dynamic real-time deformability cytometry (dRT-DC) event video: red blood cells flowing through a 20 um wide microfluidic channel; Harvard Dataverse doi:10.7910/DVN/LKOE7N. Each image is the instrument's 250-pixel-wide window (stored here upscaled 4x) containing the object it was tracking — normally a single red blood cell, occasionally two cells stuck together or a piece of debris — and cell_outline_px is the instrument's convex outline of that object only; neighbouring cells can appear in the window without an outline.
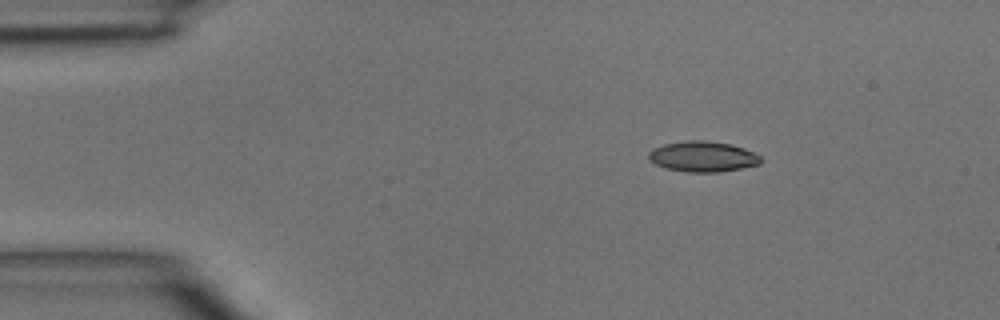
{"species": "common noctule bat (a hibernating species)", "species_latin": "Nyctalus noctula", "temperature_condition": "room temperature", "stored_images_in_passage": 4, "camera_frame_rate_fps": 3000, "um_per_image_px": 0.085, "animal": {"sex": "male", "body_mass_g": 15.6}, "frame": {"image": 1, "passage_image": 2, "time_ms": 0.333, "image_size_px": [1000, 320], "cell_outline_px": [[764, 160], [760, 164], [720, 172], [688, 172], [664, 168], [656, 164], [648, 156], [648, 152], [652, 148], [664, 144], [688, 140], [704, 140], [728, 144], [744, 148], [760, 156]], "centroid_in_image_um": [59.73, 13.31], "position_along_channel_um": 25.3, "area_um2": 19.88}}
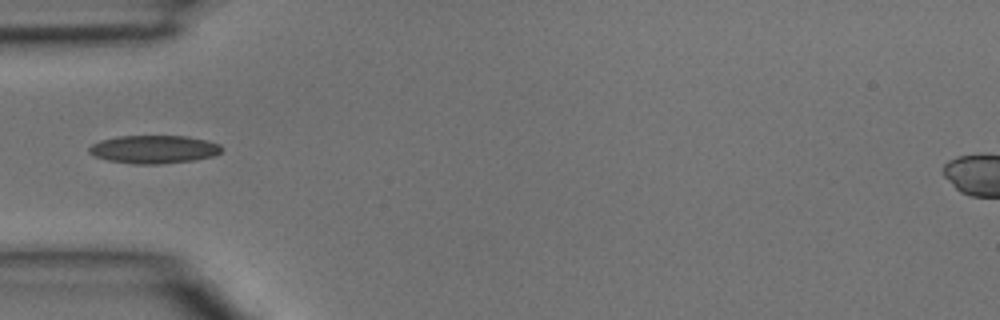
{"frame": {"image": 2, "passage_image": 4, "time_ms": 1.0, "image_size_px": [1000, 320], "cell_outline_px": [[224, 148], [216, 156], [196, 160], [160, 164], [132, 164], [108, 160], [96, 156], [88, 152], [88, 148], [92, 144], [100, 140], [116, 136], [188, 136], [220, 144]], "centroid_in_image_um": [13.1, 12.69], "position_along_channel_um": 71.9, "area_um2": 21.91}}